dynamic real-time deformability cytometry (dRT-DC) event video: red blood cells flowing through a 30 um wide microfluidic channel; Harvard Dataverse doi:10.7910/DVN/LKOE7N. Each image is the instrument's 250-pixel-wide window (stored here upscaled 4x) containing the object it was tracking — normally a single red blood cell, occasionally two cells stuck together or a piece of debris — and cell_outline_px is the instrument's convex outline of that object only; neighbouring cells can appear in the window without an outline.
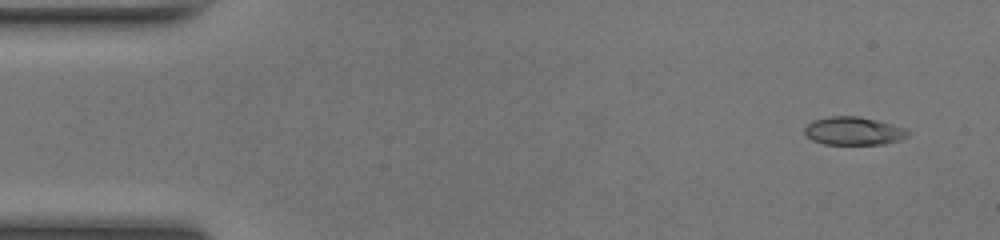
{"species": "common noctule bat (a hibernating species)", "species_latin": "Nyctalus noctula", "temperature_condition": "room temperature", "stored_images_in_passage": 48, "camera_frame_rate_fps": 3000, "um_per_image_px": 0.085, "animal": {"sex": "female", "body_mass_g": 17.0, "forearm_length_mm": 48.0}, "frame": {"image": 1, "passage_image": 3, "time_ms": 0.667, "image_size_px": [1000, 240], "cell_outline_px": [[908, 136], [900, 140], [884, 144], [824, 144], [812, 140], [804, 132], [804, 128], [812, 120], [828, 116], [856, 116], [876, 120], [892, 124], [904, 128], [908, 132]], "centroid_in_image_um": [72.53, 11.13], "position_along_channel_um": 12.5, "area_um2": 16.88}}
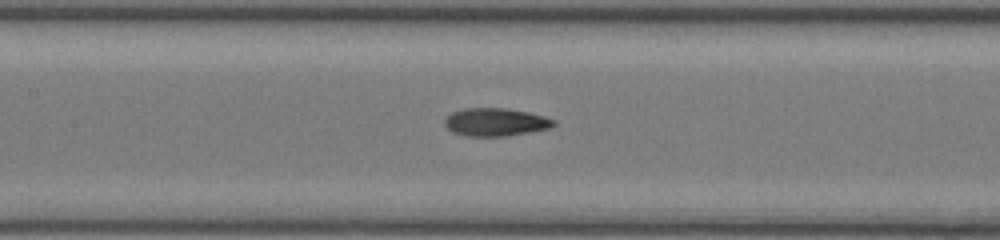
{"frame": {"image": 2, "passage_image": 22, "time_ms": 7.0, "image_size_px": [1000, 240], "cell_outline_px": [[556, 124], [548, 128], [508, 136], [468, 136], [452, 132], [444, 124], [444, 120], [452, 112], [464, 108], [504, 108], [528, 112], [544, 116], [556, 120]], "centroid_in_image_um": [42.11, 10.37], "position_along_channel_um": 165.3, "area_um2": 17.69}}
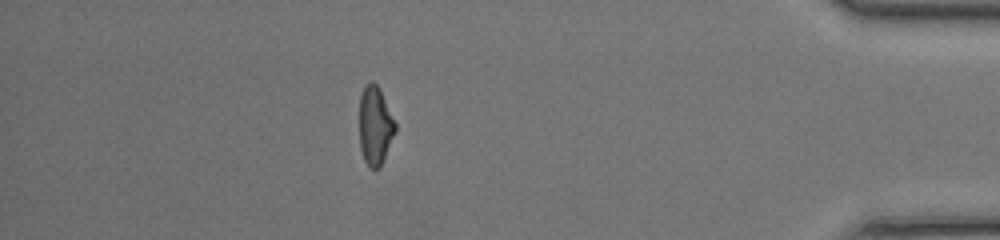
{"frame": {"image": 3, "passage_image": 42, "time_ms": 13.667, "image_size_px": [1000, 240], "cell_outline_px": [[396, 132], [380, 168], [368, 168], [364, 160], [360, 148], [360, 96], [364, 88], [372, 80], [380, 88], [396, 124]], "centroid_in_image_um": [31.9, 10.71], "position_along_channel_um": 403.3, "area_um2": 16.47}, "authors_computed_cell_mechanics": {"area_um2": 17.1088, "velocity_mm_per_s": 4.3143, "shape_relaxation_time_tau1_ms": 5.846, "shape_relaxation_time_tau2_ms": 1.8053, "deformation_change_tau1": 0.2131, "deformation_change_tau2": 0.0855}}